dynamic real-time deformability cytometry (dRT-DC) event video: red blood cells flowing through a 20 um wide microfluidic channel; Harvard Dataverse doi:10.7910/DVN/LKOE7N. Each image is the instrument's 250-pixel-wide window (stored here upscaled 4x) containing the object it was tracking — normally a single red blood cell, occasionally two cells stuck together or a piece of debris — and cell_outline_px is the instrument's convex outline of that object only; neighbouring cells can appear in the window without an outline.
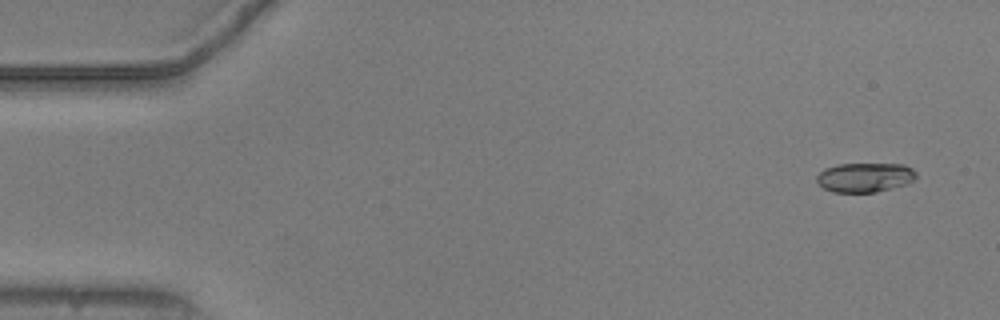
{"species": "common noctule bat (a hibernating species)", "species_latin": "Nyctalus noctula", "temperature_condition": "warm", "stored_images_in_passage": 18, "camera_frame_rate_fps": 3000, "um_per_image_px": 0.085, "animal": {"sex": "male", "body_mass_g": 20.5, "forearm_length_mm": 52.5}, "frame": {"image": 1, "passage_image": 3, "time_ms": 0.667, "image_size_px": [1000, 320], "cell_outline_px": [[916, 176], [912, 180], [904, 184], [892, 188], [876, 192], [832, 192], [824, 188], [816, 180], [816, 176], [824, 168], [840, 164], [904, 164], [912, 168], [916, 172]], "centroid_in_image_um": [73.5, 15.07], "position_along_channel_um": 11.5, "area_um2": 16.94}}
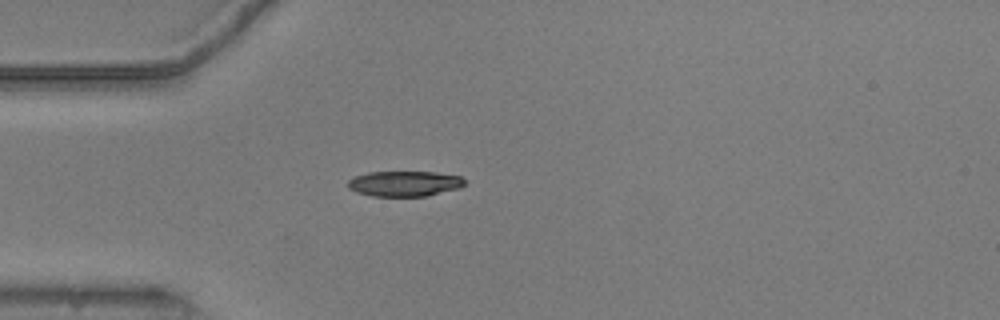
{"frame": {"image": 2, "passage_image": 15, "time_ms": 4.667, "image_size_px": [1000, 320], "cell_outline_px": [[464, 184], [460, 188], [428, 196], [372, 196], [356, 192], [348, 188], [348, 180], [356, 176], [368, 172], [436, 172], [460, 176], [464, 180]], "centroid_in_image_um": [34.38, 15.61], "position_along_channel_um": 50.6, "area_um2": 17.28}}